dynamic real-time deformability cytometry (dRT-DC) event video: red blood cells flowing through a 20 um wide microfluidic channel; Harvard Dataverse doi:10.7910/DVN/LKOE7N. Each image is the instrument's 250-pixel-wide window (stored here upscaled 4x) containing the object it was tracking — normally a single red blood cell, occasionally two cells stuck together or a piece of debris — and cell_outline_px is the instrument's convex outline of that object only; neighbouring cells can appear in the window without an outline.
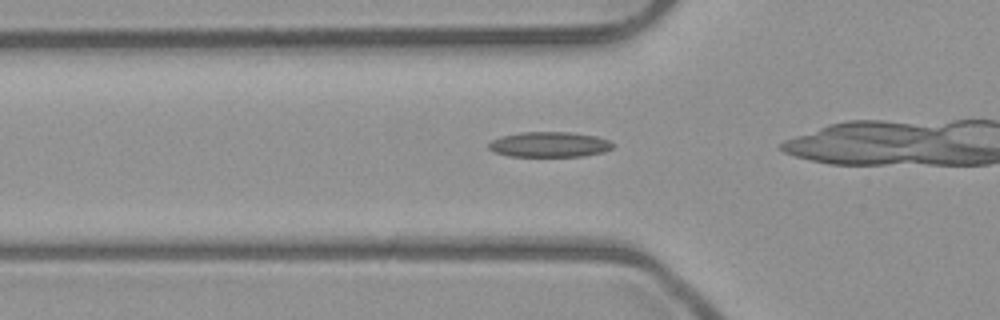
{"species": "common noctule bat (a hibernating species)", "species_latin": "Nyctalus noctula", "temperature_condition": "room temperature", "stored_images_in_passage": 34, "camera_frame_rate_fps": 3000, "um_per_image_px": 0.085, "animal": {"sex": "male", "body_mass_g": 23.1, "forearm_length_mm": 52.7}, "frame": {"image": 1, "passage_image": 11, "time_ms": 3.333, "image_size_px": [1000, 320], "cell_outline_px": [[612, 148], [604, 152], [580, 156], [508, 156], [496, 152], [488, 148], [488, 144], [492, 140], [500, 136], [520, 132], [568, 132], [596, 136], [608, 140], [612, 144]], "centroid_in_image_um": [46.67, 12.27], "position_along_channel_um": 79.1, "area_um2": 18.15}}
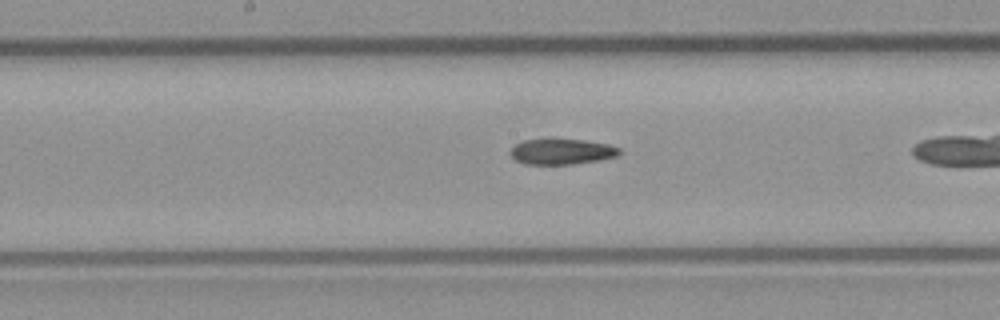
{"frame": {"image": 2, "passage_image": 20, "time_ms": 6.333, "image_size_px": [1000, 320], "cell_outline_px": [[620, 152], [616, 156], [600, 160], [572, 164], [524, 164], [516, 160], [512, 156], [512, 148], [516, 144], [524, 140], [552, 136], [584, 140], [608, 144], [620, 148]], "centroid_in_image_um": [47.74, 12.84], "position_along_channel_um": 200.5, "area_um2": 16.76}}
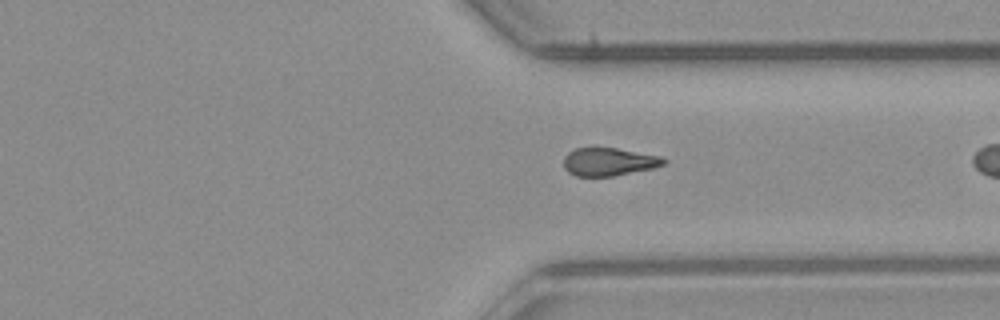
{"frame": {"image": 3, "passage_image": 32, "time_ms": 10.333, "image_size_px": [1000, 320], "cell_outline_px": [[668, 160], [664, 164], [652, 168], [612, 176], [576, 176], [568, 172], [564, 168], [564, 156], [568, 152], [576, 148], [616, 148], [660, 156]], "centroid_in_image_um": [51.73, 13.75], "position_along_channel_um": 359.7, "area_um2": 16.18}}